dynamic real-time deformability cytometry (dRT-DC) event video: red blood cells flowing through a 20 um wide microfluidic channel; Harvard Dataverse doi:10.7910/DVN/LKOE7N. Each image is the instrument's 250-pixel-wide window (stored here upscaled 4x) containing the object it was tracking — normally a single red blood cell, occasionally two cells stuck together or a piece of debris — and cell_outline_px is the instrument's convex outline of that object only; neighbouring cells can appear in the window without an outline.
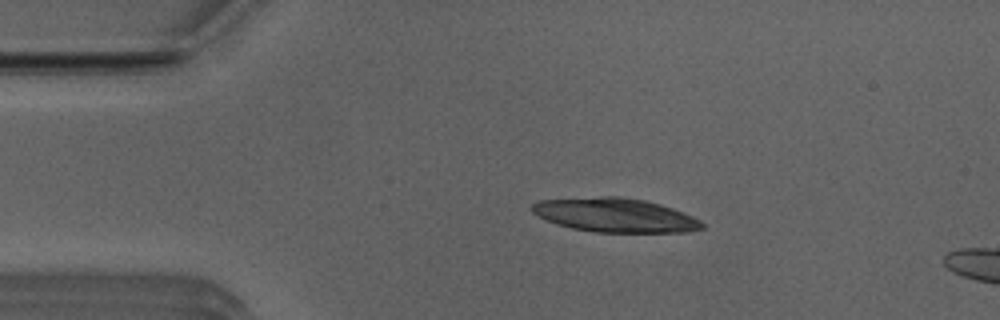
{"species": "Egyptian fruit bat (a non-hibernating species)", "species_latin": "Rousettus aegyptiacus", "temperature_condition": "room temperature", "stored_images_in_passage": 11, "camera_frame_rate_fps": 3000, "um_per_image_px": 0.085, "animal": {"sex": "male"}, "frame": {"image": 1, "passage_image": 7, "time_ms": 2.0, "image_size_px": [1000, 320], "cell_outline_px": [[704, 228], [688, 232], [596, 232], [572, 228], [556, 224], [532, 212], [532, 204], [540, 200], [604, 196], [620, 196], [644, 200], [660, 204], [684, 212], [700, 220], [704, 224]], "centroid_in_image_um": [52.32, 18.28], "position_along_channel_um": 32.7, "area_um2": 33.58}}